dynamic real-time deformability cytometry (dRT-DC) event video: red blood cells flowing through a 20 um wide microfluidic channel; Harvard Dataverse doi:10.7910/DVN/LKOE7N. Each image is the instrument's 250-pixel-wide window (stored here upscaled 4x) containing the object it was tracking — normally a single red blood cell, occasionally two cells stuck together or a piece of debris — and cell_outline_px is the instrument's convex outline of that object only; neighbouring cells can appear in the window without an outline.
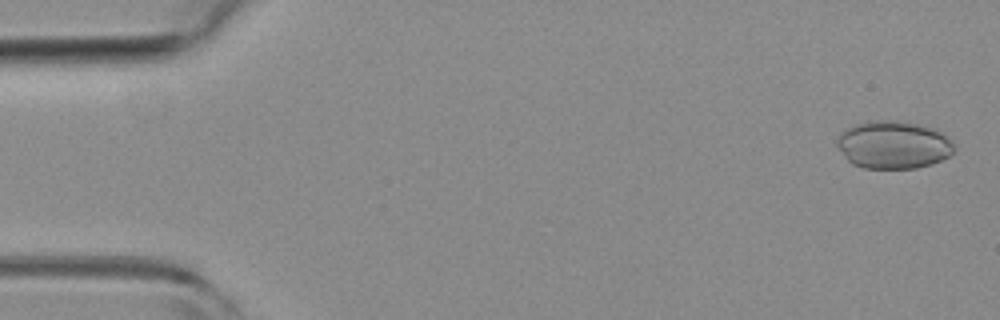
{"species": "common noctule bat (a hibernating species)", "species_latin": "Nyctalus noctula", "temperature_condition": "room temperature", "stored_images_in_passage": 5, "camera_frame_rate_fps": 3000, "um_per_image_px": 0.085, "animal": {"sex": "female", "body_mass_g": 19.3, "forearm_length_mm": 54.1}, "frame": {"image": 1, "passage_image": 1, "time_ms": 0.0, "image_size_px": [1000, 320], "cell_outline_px": [[956, 148], [948, 156], [932, 164], [916, 168], [864, 168], [852, 164], [848, 160], [836, 144], [836, 140], [852, 124], [872, 120], [900, 120], [920, 124], [936, 128], [944, 132], [948, 136]], "centroid_in_image_um": [75.98, 12.29], "position_along_channel_um": 9.0, "area_um2": 32.89}}